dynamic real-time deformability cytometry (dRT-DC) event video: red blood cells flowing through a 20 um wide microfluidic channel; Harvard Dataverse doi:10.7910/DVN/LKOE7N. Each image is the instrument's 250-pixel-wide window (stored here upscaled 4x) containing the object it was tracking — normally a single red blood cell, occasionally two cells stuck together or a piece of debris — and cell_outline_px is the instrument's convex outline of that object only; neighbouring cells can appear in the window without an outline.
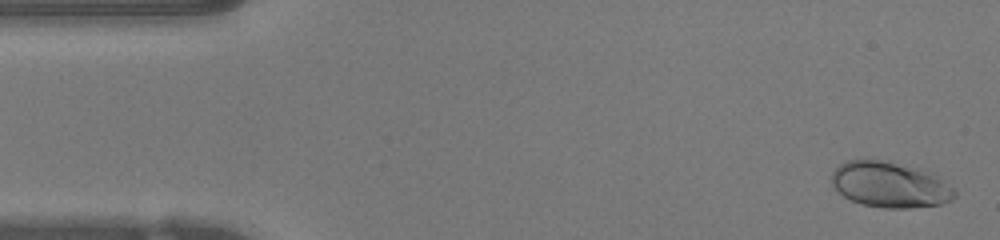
{"species": "human", "species_latin": "Homo sapiens", "temperature_condition": "warm", "stored_images_in_passage": 47, "camera_frame_rate_fps": 3000, "um_per_image_px": 0.085, "donor": {"sex": "female"}, "frame": {"image": 1, "passage_image": 2, "time_ms": 0.333, "image_size_px": [1000, 240], "cell_outline_px": [[956, 196], [952, 200], [940, 204], [912, 208], [884, 208], [860, 204], [844, 196], [832, 184], [832, 172], [844, 160], [880, 160], [932, 172], [940, 176], [956, 192]], "centroid_in_image_um": [75.66, 15.71], "position_along_channel_um": 9.3, "area_um2": 32.6}}
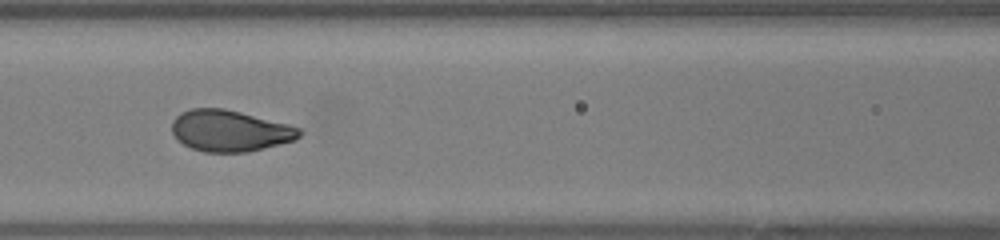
{"frame": {"image": 2, "passage_image": 20, "time_ms": 6.333, "image_size_px": [1000, 240], "cell_outline_px": [[300, 136], [296, 140], [248, 152], [204, 152], [192, 148], [184, 144], [172, 132], [172, 120], [180, 112], [192, 108], [224, 108], [288, 124], [300, 128]], "centroid_in_image_um": [19.54, 11.11], "position_along_channel_um": 147.1, "area_um2": 30.58}}
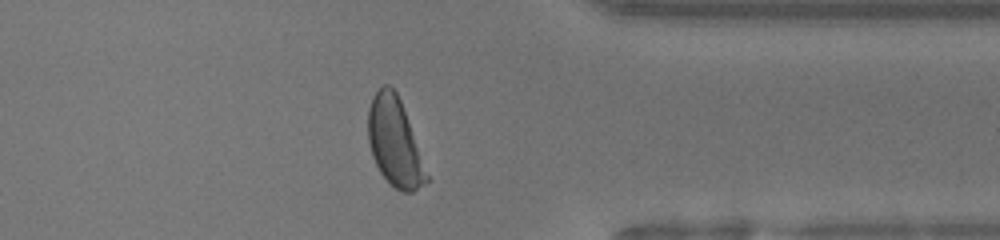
{"frame": {"image": 3, "passage_image": 37, "time_ms": 12.0, "image_size_px": [1000, 240], "cell_outline_px": [[432, 180], [412, 192], [400, 192], [380, 172], [372, 156], [368, 140], [368, 108], [372, 96], [384, 84], [388, 84], [396, 92], [400, 100]], "centroid_in_image_um": [33.57, 12.11], "position_along_channel_um": 377.8, "area_um2": 30.17}, "authors_computed_cell_mechanics": {"area_um2": 30.4606, "velocity_mm_per_s": 4.2672, "shape_relaxation_time_tau1_ms": 2.3048, "shape_relaxation_time_tau2_ms": null, "deformation_change_tau1": 0.1584, "deformation_change_tau2": null}}